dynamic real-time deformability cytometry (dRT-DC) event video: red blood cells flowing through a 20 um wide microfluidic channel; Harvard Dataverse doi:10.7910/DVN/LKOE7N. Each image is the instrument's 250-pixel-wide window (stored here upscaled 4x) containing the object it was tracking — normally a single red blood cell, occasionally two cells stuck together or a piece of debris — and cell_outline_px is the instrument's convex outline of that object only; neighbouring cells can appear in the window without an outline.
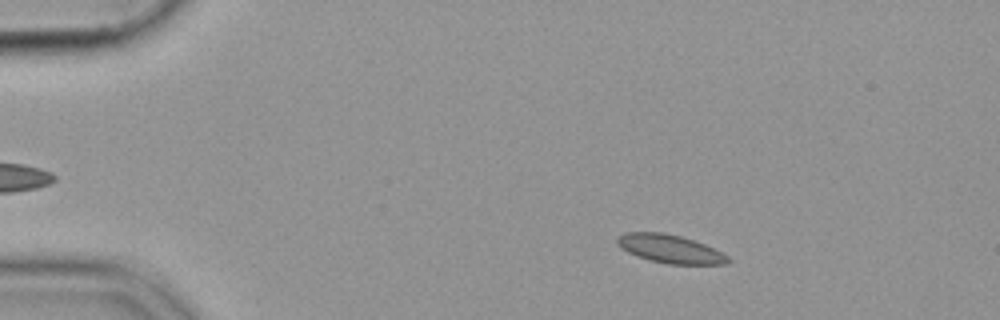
{"species": "common noctule bat (a hibernating species)", "species_latin": "Nyctalus noctula", "temperature_condition": "cold", "stored_images_in_passage": 50, "camera_frame_rate_fps": 3000, "um_per_image_px": 0.085, "animal": {"sex": "female", "body_mass_g": 19.9}, "frame": {"image": 1, "passage_image": 4, "time_ms": 1.0, "image_size_px": [1000, 320], "cell_outline_px": [[732, 260], [728, 264], [668, 264], [648, 260], [636, 256], [620, 248], [616, 244], [616, 236], [624, 232], [664, 232], [680, 236], [704, 244], [728, 256]], "centroid_in_image_um": [56.9, 21.15], "position_along_channel_um": 28.1, "area_um2": 18.44}}
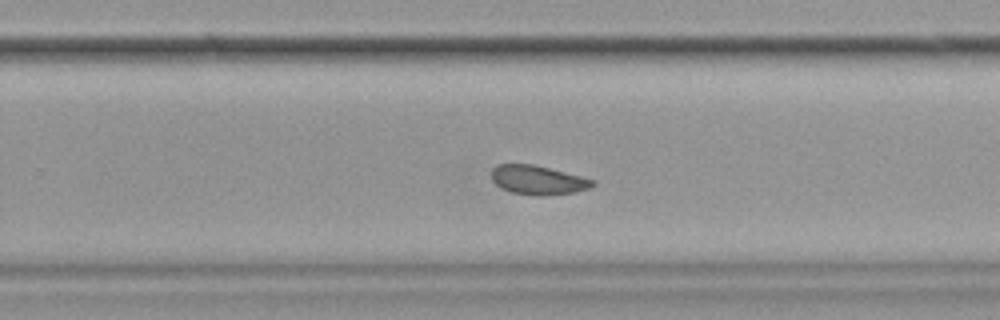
{"frame": {"image": 2, "passage_image": 31, "time_ms": 10.0, "image_size_px": [1000, 320], "cell_outline_px": [[596, 184], [588, 188], [576, 192], [540, 196], [512, 192], [500, 188], [492, 180], [492, 168], [496, 164], [532, 164], [596, 180]], "centroid_in_image_um": [45.71, 15.3], "position_along_channel_um": 284.1, "area_um2": 17.05}}
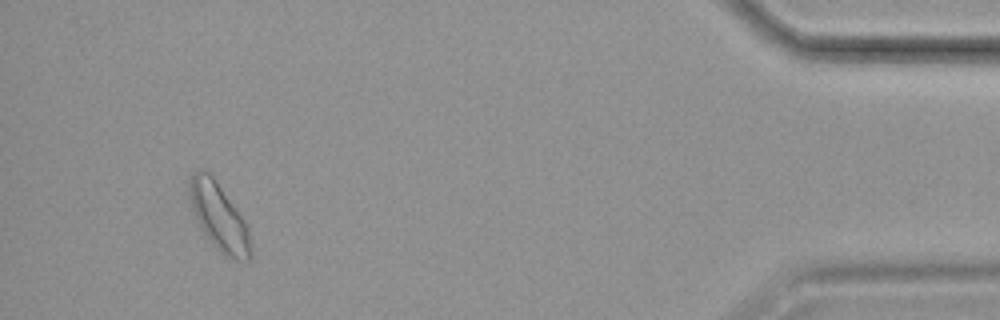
{"frame": {"image": 3, "passage_image": 47, "time_ms": 15.333, "image_size_px": [1000, 320], "cell_outline_px": [[252, 252], [248, 260], [228, 260], [212, 244], [200, 228], [192, 208], [188, 196], [188, 184], [192, 176], [200, 168], [208, 172], [212, 176], [244, 220], [248, 228]], "centroid_in_image_um": [18.6, 18.48], "position_along_channel_um": 416.6, "area_um2": 23.81}}